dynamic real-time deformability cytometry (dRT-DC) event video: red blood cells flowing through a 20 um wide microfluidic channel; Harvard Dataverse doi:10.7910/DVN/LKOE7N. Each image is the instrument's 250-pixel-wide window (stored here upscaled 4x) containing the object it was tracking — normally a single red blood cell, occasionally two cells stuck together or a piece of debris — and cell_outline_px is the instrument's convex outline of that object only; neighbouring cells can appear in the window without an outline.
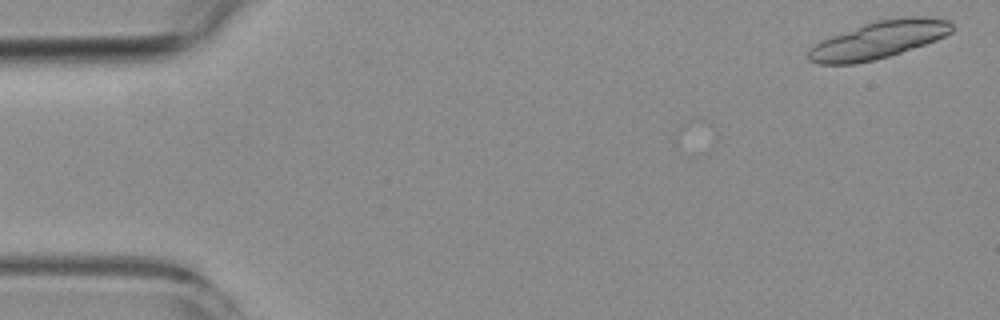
{"species": "common noctule bat (a hibernating species)", "species_latin": "Nyctalus noctula", "temperature_condition": "room temperature", "stored_images_in_passage": 4, "camera_frame_rate_fps": 3000, "um_per_image_px": 0.085, "animal": {"sex": "female", "body_mass_g": 19.3, "forearm_length_mm": 54.1}, "frame": {"image": 1, "passage_image": 1, "time_ms": 0.0, "image_size_px": [1000, 320], "cell_outline_px": [[952, 32], [936, 40], [888, 56], [856, 64], [816, 64], [808, 60], [808, 48], [812, 44], [820, 40], [864, 24], [876, 20], [900, 16], [924, 16], [948, 20], [952, 24]], "centroid_in_image_um": [74.64, 3.38], "position_along_channel_um": 10.4, "area_um2": 31.27}}